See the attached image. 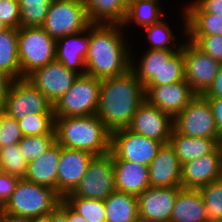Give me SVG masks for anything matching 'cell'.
I'll list each match as a JSON object with an SVG mask.
<instances>
[{
	"mask_svg": "<svg viewBox=\"0 0 222 222\" xmlns=\"http://www.w3.org/2000/svg\"><path fill=\"white\" fill-rule=\"evenodd\" d=\"M145 100L144 85L130 69L126 73L101 80L96 115L113 133L130 126L139 105Z\"/></svg>",
	"mask_w": 222,
	"mask_h": 222,
	"instance_id": "cell-1",
	"label": "cell"
},
{
	"mask_svg": "<svg viewBox=\"0 0 222 222\" xmlns=\"http://www.w3.org/2000/svg\"><path fill=\"white\" fill-rule=\"evenodd\" d=\"M119 27L123 25L91 24L88 27L90 42L85 58L86 74L102 80L130 70V53Z\"/></svg>",
	"mask_w": 222,
	"mask_h": 222,
	"instance_id": "cell-2",
	"label": "cell"
},
{
	"mask_svg": "<svg viewBox=\"0 0 222 222\" xmlns=\"http://www.w3.org/2000/svg\"><path fill=\"white\" fill-rule=\"evenodd\" d=\"M56 142L94 156L110 152L111 133L95 115L55 118Z\"/></svg>",
	"mask_w": 222,
	"mask_h": 222,
	"instance_id": "cell-3",
	"label": "cell"
},
{
	"mask_svg": "<svg viewBox=\"0 0 222 222\" xmlns=\"http://www.w3.org/2000/svg\"><path fill=\"white\" fill-rule=\"evenodd\" d=\"M61 199L54 189L20 178L10 200L0 210V215L13 221L47 216Z\"/></svg>",
	"mask_w": 222,
	"mask_h": 222,
	"instance_id": "cell-4",
	"label": "cell"
},
{
	"mask_svg": "<svg viewBox=\"0 0 222 222\" xmlns=\"http://www.w3.org/2000/svg\"><path fill=\"white\" fill-rule=\"evenodd\" d=\"M18 56L21 79L27 78L36 69L55 61L56 40L42 27L18 29Z\"/></svg>",
	"mask_w": 222,
	"mask_h": 222,
	"instance_id": "cell-5",
	"label": "cell"
},
{
	"mask_svg": "<svg viewBox=\"0 0 222 222\" xmlns=\"http://www.w3.org/2000/svg\"><path fill=\"white\" fill-rule=\"evenodd\" d=\"M101 80L78 75L72 87L53 105L54 118L95 115L99 106Z\"/></svg>",
	"mask_w": 222,
	"mask_h": 222,
	"instance_id": "cell-6",
	"label": "cell"
},
{
	"mask_svg": "<svg viewBox=\"0 0 222 222\" xmlns=\"http://www.w3.org/2000/svg\"><path fill=\"white\" fill-rule=\"evenodd\" d=\"M91 25L83 0H54L41 26L55 40Z\"/></svg>",
	"mask_w": 222,
	"mask_h": 222,
	"instance_id": "cell-7",
	"label": "cell"
},
{
	"mask_svg": "<svg viewBox=\"0 0 222 222\" xmlns=\"http://www.w3.org/2000/svg\"><path fill=\"white\" fill-rule=\"evenodd\" d=\"M114 191V159L108 152L92 158L85 176L66 197L105 200Z\"/></svg>",
	"mask_w": 222,
	"mask_h": 222,
	"instance_id": "cell-8",
	"label": "cell"
},
{
	"mask_svg": "<svg viewBox=\"0 0 222 222\" xmlns=\"http://www.w3.org/2000/svg\"><path fill=\"white\" fill-rule=\"evenodd\" d=\"M173 129L181 135L206 139H222L216 127L209 101L196 96L189 105L173 118Z\"/></svg>",
	"mask_w": 222,
	"mask_h": 222,
	"instance_id": "cell-9",
	"label": "cell"
},
{
	"mask_svg": "<svg viewBox=\"0 0 222 222\" xmlns=\"http://www.w3.org/2000/svg\"><path fill=\"white\" fill-rule=\"evenodd\" d=\"M3 112L16 120L30 114H54L53 105L27 78L13 80Z\"/></svg>",
	"mask_w": 222,
	"mask_h": 222,
	"instance_id": "cell-10",
	"label": "cell"
},
{
	"mask_svg": "<svg viewBox=\"0 0 222 222\" xmlns=\"http://www.w3.org/2000/svg\"><path fill=\"white\" fill-rule=\"evenodd\" d=\"M163 143L125 128L111 133L110 152L114 160L133 161L148 166Z\"/></svg>",
	"mask_w": 222,
	"mask_h": 222,
	"instance_id": "cell-11",
	"label": "cell"
},
{
	"mask_svg": "<svg viewBox=\"0 0 222 222\" xmlns=\"http://www.w3.org/2000/svg\"><path fill=\"white\" fill-rule=\"evenodd\" d=\"M183 57L186 82L197 95H203L211 86L222 64L191 41L183 45Z\"/></svg>",
	"mask_w": 222,
	"mask_h": 222,
	"instance_id": "cell-12",
	"label": "cell"
},
{
	"mask_svg": "<svg viewBox=\"0 0 222 222\" xmlns=\"http://www.w3.org/2000/svg\"><path fill=\"white\" fill-rule=\"evenodd\" d=\"M78 74L53 61L32 72L27 79L54 105L71 87Z\"/></svg>",
	"mask_w": 222,
	"mask_h": 222,
	"instance_id": "cell-13",
	"label": "cell"
},
{
	"mask_svg": "<svg viewBox=\"0 0 222 222\" xmlns=\"http://www.w3.org/2000/svg\"><path fill=\"white\" fill-rule=\"evenodd\" d=\"M173 126L171 115L144 100L137 108L128 129L166 144L169 143Z\"/></svg>",
	"mask_w": 222,
	"mask_h": 222,
	"instance_id": "cell-14",
	"label": "cell"
},
{
	"mask_svg": "<svg viewBox=\"0 0 222 222\" xmlns=\"http://www.w3.org/2000/svg\"><path fill=\"white\" fill-rule=\"evenodd\" d=\"M144 88L145 100L173 118L198 96L186 80L168 85L144 86Z\"/></svg>",
	"mask_w": 222,
	"mask_h": 222,
	"instance_id": "cell-15",
	"label": "cell"
},
{
	"mask_svg": "<svg viewBox=\"0 0 222 222\" xmlns=\"http://www.w3.org/2000/svg\"><path fill=\"white\" fill-rule=\"evenodd\" d=\"M94 155L77 149L61 146L57 171V194L64 199L85 176Z\"/></svg>",
	"mask_w": 222,
	"mask_h": 222,
	"instance_id": "cell-16",
	"label": "cell"
},
{
	"mask_svg": "<svg viewBox=\"0 0 222 222\" xmlns=\"http://www.w3.org/2000/svg\"><path fill=\"white\" fill-rule=\"evenodd\" d=\"M222 178V149L182 164L181 188L199 190Z\"/></svg>",
	"mask_w": 222,
	"mask_h": 222,
	"instance_id": "cell-17",
	"label": "cell"
},
{
	"mask_svg": "<svg viewBox=\"0 0 222 222\" xmlns=\"http://www.w3.org/2000/svg\"><path fill=\"white\" fill-rule=\"evenodd\" d=\"M181 187L149 186L137 196L139 218L148 222H170L177 194Z\"/></svg>",
	"mask_w": 222,
	"mask_h": 222,
	"instance_id": "cell-18",
	"label": "cell"
},
{
	"mask_svg": "<svg viewBox=\"0 0 222 222\" xmlns=\"http://www.w3.org/2000/svg\"><path fill=\"white\" fill-rule=\"evenodd\" d=\"M181 163L170 143L163 144L148 165L151 187H181Z\"/></svg>",
	"mask_w": 222,
	"mask_h": 222,
	"instance_id": "cell-19",
	"label": "cell"
},
{
	"mask_svg": "<svg viewBox=\"0 0 222 222\" xmlns=\"http://www.w3.org/2000/svg\"><path fill=\"white\" fill-rule=\"evenodd\" d=\"M88 28L83 32L69 34L56 40V61L62 63L68 70L78 75L86 74L85 58L88 53L90 32L84 35ZM83 67L78 73V66Z\"/></svg>",
	"mask_w": 222,
	"mask_h": 222,
	"instance_id": "cell-20",
	"label": "cell"
},
{
	"mask_svg": "<svg viewBox=\"0 0 222 222\" xmlns=\"http://www.w3.org/2000/svg\"><path fill=\"white\" fill-rule=\"evenodd\" d=\"M115 190L134 196L150 186L148 166L127 160H114Z\"/></svg>",
	"mask_w": 222,
	"mask_h": 222,
	"instance_id": "cell-21",
	"label": "cell"
},
{
	"mask_svg": "<svg viewBox=\"0 0 222 222\" xmlns=\"http://www.w3.org/2000/svg\"><path fill=\"white\" fill-rule=\"evenodd\" d=\"M61 146L55 142L36 160L28 163L25 179L38 185L46 186L57 192V171Z\"/></svg>",
	"mask_w": 222,
	"mask_h": 222,
	"instance_id": "cell-22",
	"label": "cell"
},
{
	"mask_svg": "<svg viewBox=\"0 0 222 222\" xmlns=\"http://www.w3.org/2000/svg\"><path fill=\"white\" fill-rule=\"evenodd\" d=\"M222 139H206L178 134L174 129L169 143L174 148L181 165L203 155L213 153Z\"/></svg>",
	"mask_w": 222,
	"mask_h": 222,
	"instance_id": "cell-23",
	"label": "cell"
},
{
	"mask_svg": "<svg viewBox=\"0 0 222 222\" xmlns=\"http://www.w3.org/2000/svg\"><path fill=\"white\" fill-rule=\"evenodd\" d=\"M199 190L181 189L177 194L170 222H208Z\"/></svg>",
	"mask_w": 222,
	"mask_h": 222,
	"instance_id": "cell-24",
	"label": "cell"
},
{
	"mask_svg": "<svg viewBox=\"0 0 222 222\" xmlns=\"http://www.w3.org/2000/svg\"><path fill=\"white\" fill-rule=\"evenodd\" d=\"M91 24H121L127 7V0H83Z\"/></svg>",
	"mask_w": 222,
	"mask_h": 222,
	"instance_id": "cell-25",
	"label": "cell"
},
{
	"mask_svg": "<svg viewBox=\"0 0 222 222\" xmlns=\"http://www.w3.org/2000/svg\"><path fill=\"white\" fill-rule=\"evenodd\" d=\"M184 15L186 35H222V16L206 13L196 2Z\"/></svg>",
	"mask_w": 222,
	"mask_h": 222,
	"instance_id": "cell-26",
	"label": "cell"
},
{
	"mask_svg": "<svg viewBox=\"0 0 222 222\" xmlns=\"http://www.w3.org/2000/svg\"><path fill=\"white\" fill-rule=\"evenodd\" d=\"M177 50H161L160 71L145 86L168 85L185 80L183 45Z\"/></svg>",
	"mask_w": 222,
	"mask_h": 222,
	"instance_id": "cell-27",
	"label": "cell"
},
{
	"mask_svg": "<svg viewBox=\"0 0 222 222\" xmlns=\"http://www.w3.org/2000/svg\"><path fill=\"white\" fill-rule=\"evenodd\" d=\"M104 203L106 222H133L139 218L137 196L115 190Z\"/></svg>",
	"mask_w": 222,
	"mask_h": 222,
	"instance_id": "cell-28",
	"label": "cell"
},
{
	"mask_svg": "<svg viewBox=\"0 0 222 222\" xmlns=\"http://www.w3.org/2000/svg\"><path fill=\"white\" fill-rule=\"evenodd\" d=\"M0 71L14 80L21 79L18 56V29L8 28L0 32Z\"/></svg>",
	"mask_w": 222,
	"mask_h": 222,
	"instance_id": "cell-29",
	"label": "cell"
},
{
	"mask_svg": "<svg viewBox=\"0 0 222 222\" xmlns=\"http://www.w3.org/2000/svg\"><path fill=\"white\" fill-rule=\"evenodd\" d=\"M158 0H136L128 3L127 12L122 25L129 24L132 21H136L138 25L146 27L156 24L162 19L159 17L162 15Z\"/></svg>",
	"mask_w": 222,
	"mask_h": 222,
	"instance_id": "cell-30",
	"label": "cell"
},
{
	"mask_svg": "<svg viewBox=\"0 0 222 222\" xmlns=\"http://www.w3.org/2000/svg\"><path fill=\"white\" fill-rule=\"evenodd\" d=\"M54 0H18L20 27H41Z\"/></svg>",
	"mask_w": 222,
	"mask_h": 222,
	"instance_id": "cell-31",
	"label": "cell"
},
{
	"mask_svg": "<svg viewBox=\"0 0 222 222\" xmlns=\"http://www.w3.org/2000/svg\"><path fill=\"white\" fill-rule=\"evenodd\" d=\"M205 203L208 222L222 220V178L199 189Z\"/></svg>",
	"mask_w": 222,
	"mask_h": 222,
	"instance_id": "cell-32",
	"label": "cell"
},
{
	"mask_svg": "<svg viewBox=\"0 0 222 222\" xmlns=\"http://www.w3.org/2000/svg\"><path fill=\"white\" fill-rule=\"evenodd\" d=\"M56 142L55 129L50 134L23 136L18 143L27 163L36 160Z\"/></svg>",
	"mask_w": 222,
	"mask_h": 222,
	"instance_id": "cell-33",
	"label": "cell"
},
{
	"mask_svg": "<svg viewBox=\"0 0 222 222\" xmlns=\"http://www.w3.org/2000/svg\"><path fill=\"white\" fill-rule=\"evenodd\" d=\"M64 200L76 210L87 222H106L104 200L82 197H65Z\"/></svg>",
	"mask_w": 222,
	"mask_h": 222,
	"instance_id": "cell-34",
	"label": "cell"
},
{
	"mask_svg": "<svg viewBox=\"0 0 222 222\" xmlns=\"http://www.w3.org/2000/svg\"><path fill=\"white\" fill-rule=\"evenodd\" d=\"M0 161L2 172L24 178L28 163L22 155L20 147L17 144L0 148Z\"/></svg>",
	"mask_w": 222,
	"mask_h": 222,
	"instance_id": "cell-35",
	"label": "cell"
},
{
	"mask_svg": "<svg viewBox=\"0 0 222 222\" xmlns=\"http://www.w3.org/2000/svg\"><path fill=\"white\" fill-rule=\"evenodd\" d=\"M17 121L23 136L50 134L55 129L54 114H30Z\"/></svg>",
	"mask_w": 222,
	"mask_h": 222,
	"instance_id": "cell-36",
	"label": "cell"
},
{
	"mask_svg": "<svg viewBox=\"0 0 222 222\" xmlns=\"http://www.w3.org/2000/svg\"><path fill=\"white\" fill-rule=\"evenodd\" d=\"M142 56L140 65L136 68L131 62V70L136 78L145 86L155 75H158L161 68V49L150 50ZM139 69V70H138Z\"/></svg>",
	"mask_w": 222,
	"mask_h": 222,
	"instance_id": "cell-37",
	"label": "cell"
},
{
	"mask_svg": "<svg viewBox=\"0 0 222 222\" xmlns=\"http://www.w3.org/2000/svg\"><path fill=\"white\" fill-rule=\"evenodd\" d=\"M148 38L151 42L150 50L161 49V50H174L168 44L173 43L175 36L171 32L166 22L160 21L156 24L146 26ZM169 41V42H168Z\"/></svg>",
	"mask_w": 222,
	"mask_h": 222,
	"instance_id": "cell-38",
	"label": "cell"
},
{
	"mask_svg": "<svg viewBox=\"0 0 222 222\" xmlns=\"http://www.w3.org/2000/svg\"><path fill=\"white\" fill-rule=\"evenodd\" d=\"M22 137L18 121L2 111L0 113V148L17 144Z\"/></svg>",
	"mask_w": 222,
	"mask_h": 222,
	"instance_id": "cell-39",
	"label": "cell"
},
{
	"mask_svg": "<svg viewBox=\"0 0 222 222\" xmlns=\"http://www.w3.org/2000/svg\"><path fill=\"white\" fill-rule=\"evenodd\" d=\"M188 38L204 53L222 64V35H189Z\"/></svg>",
	"mask_w": 222,
	"mask_h": 222,
	"instance_id": "cell-40",
	"label": "cell"
},
{
	"mask_svg": "<svg viewBox=\"0 0 222 222\" xmlns=\"http://www.w3.org/2000/svg\"><path fill=\"white\" fill-rule=\"evenodd\" d=\"M0 20L10 28H20V6L18 0L0 1Z\"/></svg>",
	"mask_w": 222,
	"mask_h": 222,
	"instance_id": "cell-41",
	"label": "cell"
},
{
	"mask_svg": "<svg viewBox=\"0 0 222 222\" xmlns=\"http://www.w3.org/2000/svg\"><path fill=\"white\" fill-rule=\"evenodd\" d=\"M19 177L8 173H0V210L6 205L13 194Z\"/></svg>",
	"mask_w": 222,
	"mask_h": 222,
	"instance_id": "cell-42",
	"label": "cell"
},
{
	"mask_svg": "<svg viewBox=\"0 0 222 222\" xmlns=\"http://www.w3.org/2000/svg\"><path fill=\"white\" fill-rule=\"evenodd\" d=\"M202 96L205 98H222V65L211 86Z\"/></svg>",
	"mask_w": 222,
	"mask_h": 222,
	"instance_id": "cell-43",
	"label": "cell"
},
{
	"mask_svg": "<svg viewBox=\"0 0 222 222\" xmlns=\"http://www.w3.org/2000/svg\"><path fill=\"white\" fill-rule=\"evenodd\" d=\"M213 112L216 127L220 136L222 137V98H206Z\"/></svg>",
	"mask_w": 222,
	"mask_h": 222,
	"instance_id": "cell-44",
	"label": "cell"
},
{
	"mask_svg": "<svg viewBox=\"0 0 222 222\" xmlns=\"http://www.w3.org/2000/svg\"><path fill=\"white\" fill-rule=\"evenodd\" d=\"M206 13L222 16V0L195 1Z\"/></svg>",
	"mask_w": 222,
	"mask_h": 222,
	"instance_id": "cell-45",
	"label": "cell"
},
{
	"mask_svg": "<svg viewBox=\"0 0 222 222\" xmlns=\"http://www.w3.org/2000/svg\"><path fill=\"white\" fill-rule=\"evenodd\" d=\"M13 78L0 71V109L3 110L5 101L13 82Z\"/></svg>",
	"mask_w": 222,
	"mask_h": 222,
	"instance_id": "cell-46",
	"label": "cell"
},
{
	"mask_svg": "<svg viewBox=\"0 0 222 222\" xmlns=\"http://www.w3.org/2000/svg\"><path fill=\"white\" fill-rule=\"evenodd\" d=\"M58 206L67 214L68 222H87L76 210H74L64 199H61Z\"/></svg>",
	"mask_w": 222,
	"mask_h": 222,
	"instance_id": "cell-47",
	"label": "cell"
},
{
	"mask_svg": "<svg viewBox=\"0 0 222 222\" xmlns=\"http://www.w3.org/2000/svg\"><path fill=\"white\" fill-rule=\"evenodd\" d=\"M48 222H68L67 214L57 206L47 215Z\"/></svg>",
	"mask_w": 222,
	"mask_h": 222,
	"instance_id": "cell-48",
	"label": "cell"
},
{
	"mask_svg": "<svg viewBox=\"0 0 222 222\" xmlns=\"http://www.w3.org/2000/svg\"><path fill=\"white\" fill-rule=\"evenodd\" d=\"M21 222H48V219H47V216L31 217V218L22 220Z\"/></svg>",
	"mask_w": 222,
	"mask_h": 222,
	"instance_id": "cell-49",
	"label": "cell"
},
{
	"mask_svg": "<svg viewBox=\"0 0 222 222\" xmlns=\"http://www.w3.org/2000/svg\"><path fill=\"white\" fill-rule=\"evenodd\" d=\"M9 27L0 20V32L7 30Z\"/></svg>",
	"mask_w": 222,
	"mask_h": 222,
	"instance_id": "cell-50",
	"label": "cell"
},
{
	"mask_svg": "<svg viewBox=\"0 0 222 222\" xmlns=\"http://www.w3.org/2000/svg\"><path fill=\"white\" fill-rule=\"evenodd\" d=\"M0 222H21V221H13V220H9V219H5L3 217H0Z\"/></svg>",
	"mask_w": 222,
	"mask_h": 222,
	"instance_id": "cell-51",
	"label": "cell"
},
{
	"mask_svg": "<svg viewBox=\"0 0 222 222\" xmlns=\"http://www.w3.org/2000/svg\"><path fill=\"white\" fill-rule=\"evenodd\" d=\"M133 222H148V221L138 218L137 220H135Z\"/></svg>",
	"mask_w": 222,
	"mask_h": 222,
	"instance_id": "cell-52",
	"label": "cell"
},
{
	"mask_svg": "<svg viewBox=\"0 0 222 222\" xmlns=\"http://www.w3.org/2000/svg\"><path fill=\"white\" fill-rule=\"evenodd\" d=\"M128 1V3H131V2H134V1H136V0H127Z\"/></svg>",
	"mask_w": 222,
	"mask_h": 222,
	"instance_id": "cell-53",
	"label": "cell"
},
{
	"mask_svg": "<svg viewBox=\"0 0 222 222\" xmlns=\"http://www.w3.org/2000/svg\"><path fill=\"white\" fill-rule=\"evenodd\" d=\"M2 172L1 161H0V173Z\"/></svg>",
	"mask_w": 222,
	"mask_h": 222,
	"instance_id": "cell-54",
	"label": "cell"
}]
</instances>
